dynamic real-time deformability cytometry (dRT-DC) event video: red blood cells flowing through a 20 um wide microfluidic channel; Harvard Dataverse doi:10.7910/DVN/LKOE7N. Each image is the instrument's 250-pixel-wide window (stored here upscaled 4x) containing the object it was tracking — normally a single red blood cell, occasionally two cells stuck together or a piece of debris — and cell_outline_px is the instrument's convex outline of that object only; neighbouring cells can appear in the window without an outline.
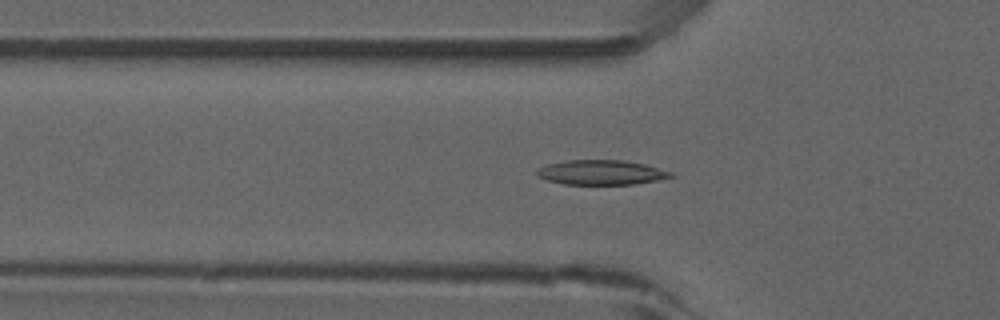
{"species": "common noctule bat (a hibernating species)", "species_latin": "Nyctalus noctula", "temperature_condition": "room temperature", "stored_images_in_passage": 51, "camera_frame_rate_fps": 3000, "um_per_image_px": 0.085, "animal": {"sex": "male", "forearm_length_mm": 52.5}, "frame": {"image": 1, "passage_image": 16, "time_ms": 5.0, "image_size_px": [1000, 320], "cell_outline_px": [[676, 176], [656, 180], [632, 184], [564, 184], [548, 180], [536, 176], [536, 172], [540, 168], [548, 164], [568, 160], [624, 160], [644, 164], [672, 172]], "centroid_in_image_um": [51.11, 14.65], "position_along_channel_um": 74.7, "area_um2": 19.07}}
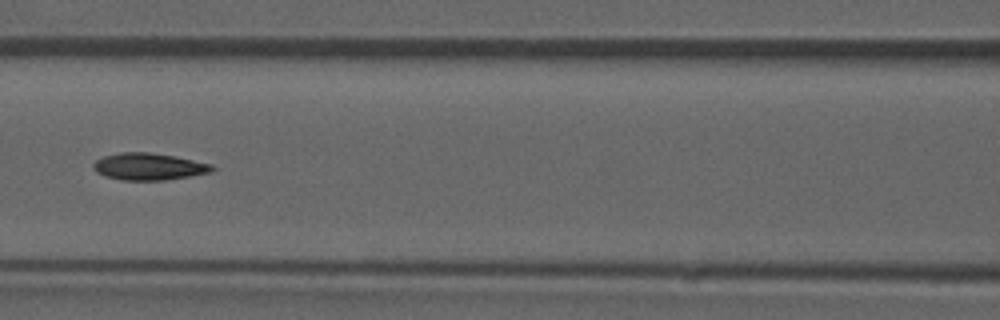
{"frame": {"image": 2, "passage_image": 22, "time_ms": 7.0, "image_size_px": [1000, 320], "cell_outline_px": [[216, 168], [212, 172], [164, 180], [120, 180], [104, 176], [96, 172], [92, 168], [92, 164], [96, 160], [104, 156], [120, 152], [148, 152], [172, 156], [212, 164]], "centroid_in_image_um": [12.61, 14.16], "position_along_channel_um": 154.0, "area_um2": 18.61}}
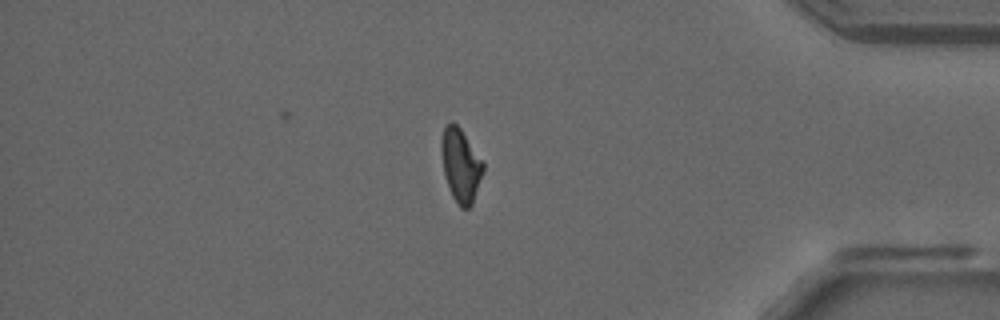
{"frame": {"image": 3, "passage_image": 43, "time_ms": 14.0, "image_size_px": [1000, 320], "cell_outline_px": [[484, 168], [472, 204], [468, 208], [460, 208], [452, 196], [444, 172], [440, 152], [440, 140], [444, 128], [452, 120], [460, 128], [484, 164]], "centroid_in_image_um": [39.13, 14.03], "position_along_channel_um": 396.1, "area_um2": 17.57}, "authors_computed_cell_mechanics": {"area_um2": 18.5538, "velocity_mm_per_s": 3.9176, "shape_relaxation_time_tau1_ms": 8.5166, "shape_relaxation_time_tau2_ms": 3.4198, "deformation_change_tau1": 0.207, "deformation_change_tau2": 0.106}}